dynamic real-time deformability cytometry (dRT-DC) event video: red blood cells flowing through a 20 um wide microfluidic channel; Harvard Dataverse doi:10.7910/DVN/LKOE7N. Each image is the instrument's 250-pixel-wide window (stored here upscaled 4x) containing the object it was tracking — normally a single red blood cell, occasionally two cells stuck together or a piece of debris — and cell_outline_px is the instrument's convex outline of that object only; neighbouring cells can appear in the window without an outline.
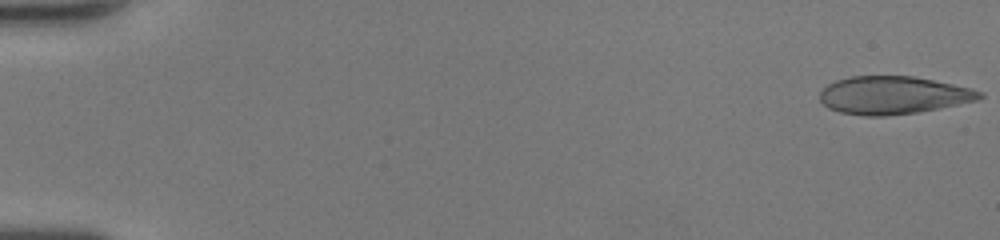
{"species": "human", "species_latin": "Homo sapiens", "temperature_condition": "room temperature", "stored_images_in_passage": 49, "camera_frame_rate_fps": 3000, "um_per_image_px": 0.085, "donor": {"sex": "female"}, "frame": {"image": 1, "passage_image": 1, "time_ms": 0.0, "image_size_px": [1000, 240], "cell_outline_px": [[984, 96], [976, 100], [916, 112], [884, 116], [864, 116], [840, 112], [828, 108], [820, 100], [820, 92], [828, 84], [836, 80], [852, 76], [912, 76], [972, 88], [984, 92]], "centroid_in_image_um": [75.89, 8.09], "position_along_channel_um": 9.1, "area_um2": 34.91}}
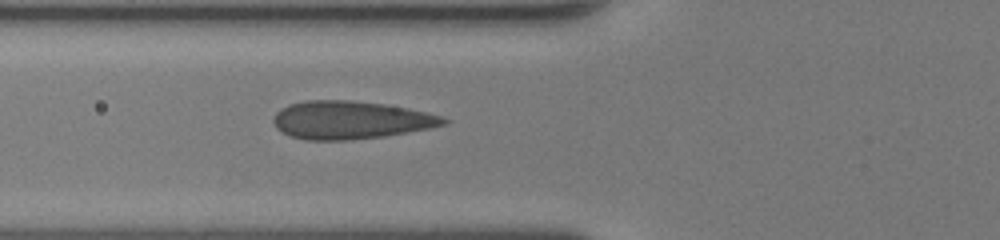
{"frame": {"image": 2, "passage_image": 20, "time_ms": 6.333, "image_size_px": [1000, 240], "cell_outline_px": [[452, 120], [448, 124], [408, 132], [384, 136], [348, 140], [308, 140], [292, 136], [276, 128], [272, 120], [276, 112], [288, 104], [308, 100], [348, 100], [384, 104], [408, 108], [428, 112]], "centroid_in_image_um": [29.82, 10.2], "position_along_channel_um": 96.0, "area_um2": 37.63}}
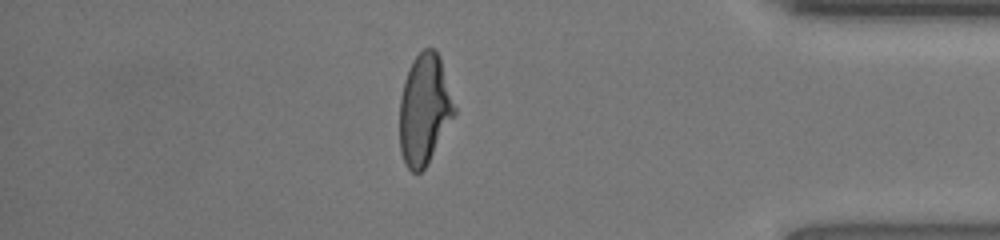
{"frame": {"image": 3, "passage_image": 43, "time_ms": 14.0, "image_size_px": [1000, 240], "cell_outline_px": [[456, 112], [428, 164], [420, 172], [412, 172], [404, 164], [400, 152], [400, 96], [404, 80], [408, 68], [412, 60], [424, 48], [432, 48], [440, 56], [456, 108]], "centroid_in_image_um": [36.06, 9.31], "position_along_channel_um": 399.1, "area_um2": 35.37}, "authors_computed_cell_mechanics": {"area_um2": 36.4718, "velocity_mm_per_s": 4.3286, "shape_relaxation_time_tau1_ms": 10.5945, "shape_relaxation_time_tau2_ms": null, "deformation_change_tau1": 0.2758, "deformation_change_tau2": null}}